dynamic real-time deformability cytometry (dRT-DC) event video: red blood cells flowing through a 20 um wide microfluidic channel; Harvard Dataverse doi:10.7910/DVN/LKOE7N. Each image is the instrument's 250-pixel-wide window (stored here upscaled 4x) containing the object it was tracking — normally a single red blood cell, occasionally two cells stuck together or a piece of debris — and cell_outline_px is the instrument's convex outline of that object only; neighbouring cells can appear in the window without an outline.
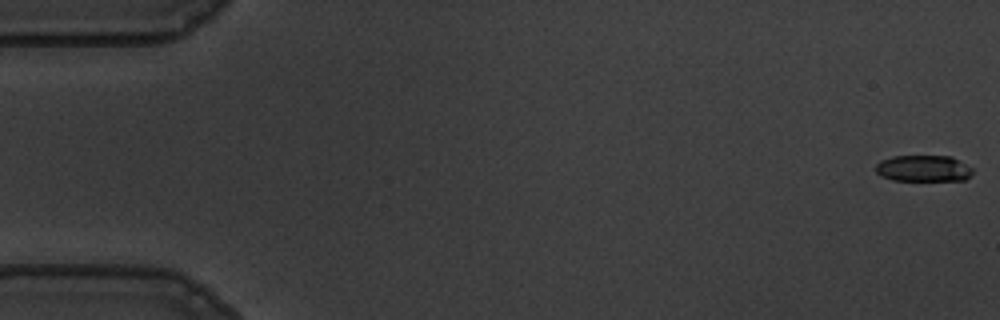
{"species": "common noctule bat (a hibernating species)", "species_latin": "Nyctalus noctula", "temperature_condition": "warm", "stored_images_in_passage": 57, "camera_frame_rate_fps": 3000, "um_per_image_px": 0.085, "animal": {"sex": "male", "body_mass_g": 19.5, "forearm_length_mm": 54.6}, "frame": {"image": 1, "passage_image": 1, "time_ms": 0.0, "image_size_px": [1000, 320], "cell_outline_px": [[972, 176], [964, 180], [892, 180], [880, 176], [876, 172], [876, 164], [880, 160], [892, 156], [952, 156], [972, 168]], "centroid_in_image_um": [78.48, 14.31], "position_along_channel_um": 6.5, "area_um2": 14.97}}
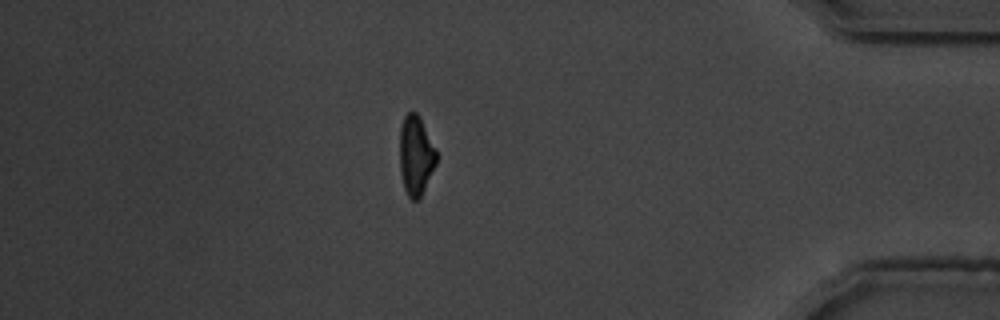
{"frame": {"image": 2, "passage_image": 49, "time_ms": 16.0, "image_size_px": [1000, 320], "cell_outline_px": [[436, 164], [420, 196], [416, 200], [412, 200], [408, 196], [404, 188], [400, 172], [400, 128], [404, 116], [408, 112], [416, 112], [420, 116], [436, 148]], "centroid_in_image_um": [35.34, 13.17], "position_along_channel_um": 399.9, "area_um2": 16.94}}
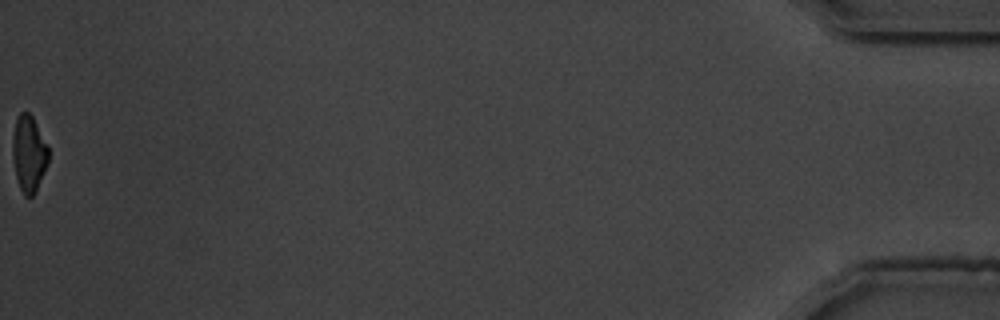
{"frame": {"image": 3, "passage_image": 57, "time_ms": 18.667, "image_size_px": [1000, 320], "cell_outline_px": [[48, 164], [36, 192], [32, 196], [24, 196], [20, 188], [16, 176], [12, 156], [12, 136], [16, 116], [20, 112], [28, 112], [32, 116], [48, 144]], "centroid_in_image_um": [2.45, 13.04], "position_along_channel_um": 432.8, "area_um2": 16.24}, "authors_computed_cell_mechanics": {"area_um2": 17.629, "velocity_mm_per_s": 3.6124, "shape_relaxation_time_tau1_ms": 5.4149, "shape_relaxation_time_tau2_ms": 4.2447, "deformation_change_tau1": 0.1823, "deformation_change_tau2": 0.1147}}